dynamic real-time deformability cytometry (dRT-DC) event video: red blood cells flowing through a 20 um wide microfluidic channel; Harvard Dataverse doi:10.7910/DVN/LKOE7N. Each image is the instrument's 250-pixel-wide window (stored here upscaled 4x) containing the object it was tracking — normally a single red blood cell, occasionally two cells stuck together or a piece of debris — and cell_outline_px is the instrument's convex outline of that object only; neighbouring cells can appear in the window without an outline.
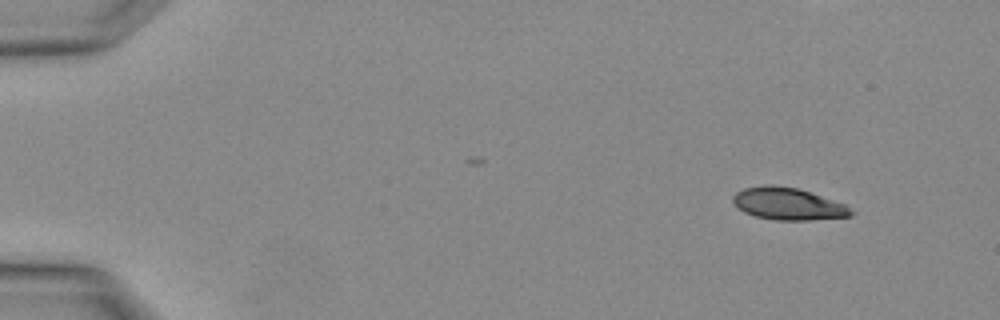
{"species": "Egyptian fruit bat (a non-hibernating species)", "species_latin": "Rousettus aegyptiacus", "temperature_condition": "warm", "stored_images_in_passage": 4, "camera_frame_rate_fps": 3000, "um_per_image_px": 0.085, "animal": {"sex": "female"}, "frame": {"image": 1, "passage_image": 1, "time_ms": 0.0, "image_size_px": [1000, 320], "cell_outline_px": [[856, 212], [852, 216], [808, 220], [772, 220], [756, 216], [744, 212], [732, 200], [732, 196], [736, 192], [744, 188], [796, 188], [844, 204]], "centroid_in_image_um": [67.03, 17.39], "position_along_channel_um": 18.0, "area_um2": 21.1}}